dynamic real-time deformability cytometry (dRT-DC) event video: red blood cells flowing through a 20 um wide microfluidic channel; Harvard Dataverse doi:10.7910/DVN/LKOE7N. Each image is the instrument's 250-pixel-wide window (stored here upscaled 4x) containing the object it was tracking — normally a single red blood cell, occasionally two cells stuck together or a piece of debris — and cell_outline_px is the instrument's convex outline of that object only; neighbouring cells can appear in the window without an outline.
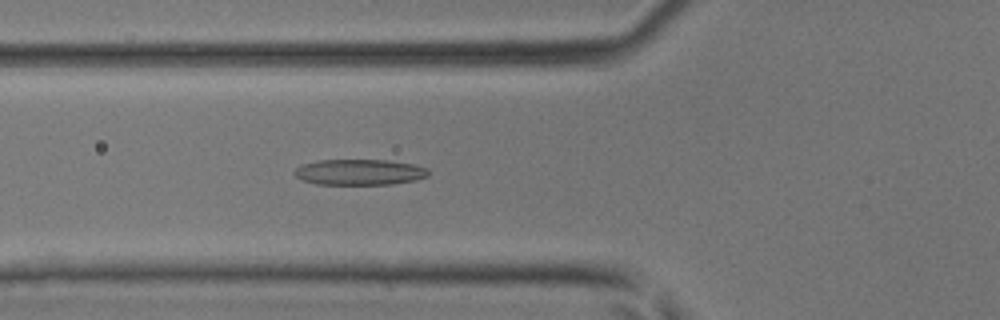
{"species": "common noctule bat (a hibernating species)", "species_latin": "Nyctalus noctula", "temperature_condition": "room temperature", "stored_images_in_passage": 47, "camera_frame_rate_fps": 3000, "um_per_image_px": 0.085, "animal": {"sex": "male", "body_mass_g": 17.9, "forearm_length_mm": 54.2}, "frame": {"image": 1, "passage_image": 18, "time_ms": 5.667, "image_size_px": [1000, 320], "cell_outline_px": [[428, 176], [416, 180], [392, 184], [316, 184], [300, 180], [292, 172], [296, 168], [304, 164], [320, 160], [388, 160], [412, 164], [428, 168]], "centroid_in_image_um": [30.55, 14.63], "position_along_channel_um": 95.3, "area_um2": 20.11}}
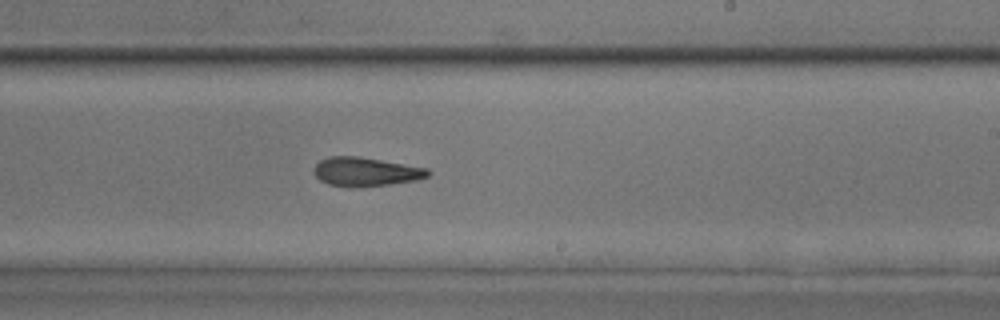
{"frame": {"image": 2, "passage_image": 29, "time_ms": 9.333, "image_size_px": [1000, 320], "cell_outline_px": [[432, 172], [428, 176], [416, 180], [388, 184], [352, 188], [348, 188], [328, 184], [320, 180], [312, 172], [312, 168], [320, 160], [328, 156], [360, 156], [428, 168]], "centroid_in_image_um": [31.05, 14.59], "position_along_channel_um": 258.0, "area_um2": 19.48}}
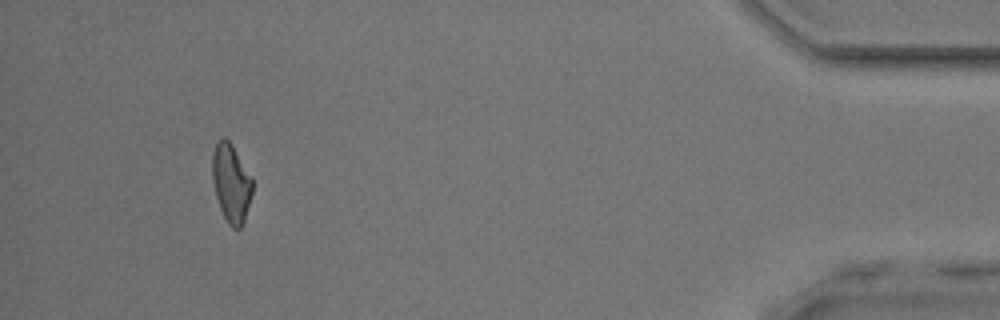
{"frame": {"image": 3, "passage_image": 44, "time_ms": 14.333, "image_size_px": [1000, 320], "cell_outline_px": [[252, 192], [244, 220], [240, 228], [232, 228], [228, 224], [220, 208], [216, 196], [212, 180], [212, 156], [216, 144], [224, 136], [232, 144], [252, 176]], "centroid_in_image_um": [19.65, 15.54], "position_along_channel_um": 415.6, "area_um2": 18.21}}